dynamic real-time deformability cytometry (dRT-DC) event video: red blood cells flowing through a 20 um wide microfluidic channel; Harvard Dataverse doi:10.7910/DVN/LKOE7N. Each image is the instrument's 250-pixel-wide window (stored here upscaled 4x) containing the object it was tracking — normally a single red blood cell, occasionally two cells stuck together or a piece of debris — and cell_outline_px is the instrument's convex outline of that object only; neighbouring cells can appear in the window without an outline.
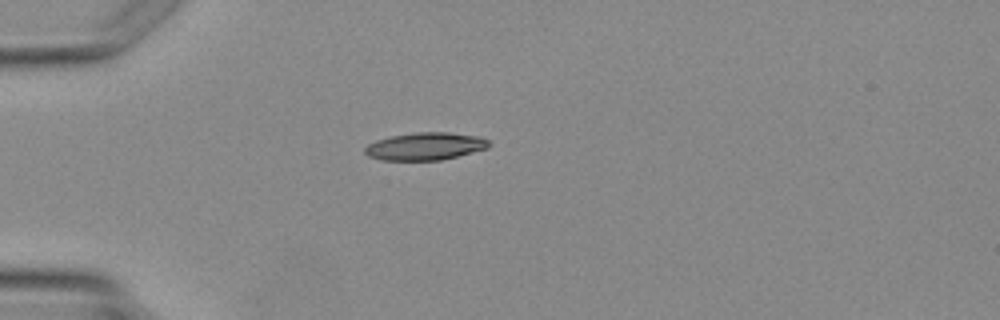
{"species": "Egyptian fruit bat (a non-hibernating species)", "species_latin": "Rousettus aegyptiacus", "temperature_condition": "warm", "stored_images_in_passage": 1, "camera_frame_rate_fps": 3000, "um_per_image_px": 0.085, "animal": {"sex": "female"}, "frame": {"image": 1, "passage_image": 1, "time_ms": 0.0, "image_size_px": [1000, 320], "cell_outline_px": [[488, 148], [440, 160], [380, 160], [368, 156], [364, 152], [364, 148], [368, 144], [376, 140], [392, 136], [416, 132], [448, 132], [480, 136], [488, 140]], "centroid_in_image_um": [36.12, 12.43], "position_along_channel_um": 48.9, "area_um2": 19.83}}